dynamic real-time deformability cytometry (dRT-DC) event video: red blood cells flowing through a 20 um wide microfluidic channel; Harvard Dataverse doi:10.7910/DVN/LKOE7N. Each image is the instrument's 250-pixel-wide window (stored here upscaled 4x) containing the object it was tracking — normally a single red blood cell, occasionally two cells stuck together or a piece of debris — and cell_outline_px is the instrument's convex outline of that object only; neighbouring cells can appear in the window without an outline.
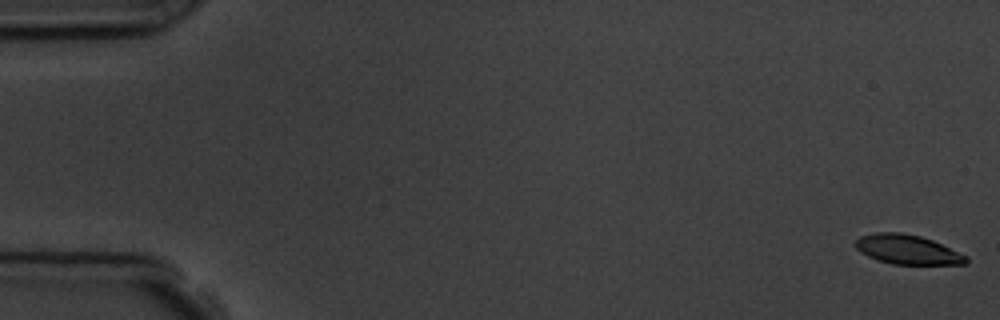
{"species": "common noctule bat (a hibernating species)", "species_latin": "Nyctalus noctula", "temperature_condition": "room temperature", "stored_images_in_passage": 8, "camera_frame_rate_fps": 3000, "um_per_image_px": 0.085, "animal": {"sex": "male", "body_mass_g": 19.5, "forearm_length_mm": 54.6}, "frame": {"image": 1, "passage_image": 1, "time_ms": 0.0, "image_size_px": [1000, 320], "cell_outline_px": [[968, 260], [964, 264], [892, 264], [876, 260], [860, 252], [856, 248], [856, 240], [860, 236], [876, 232], [900, 232], [920, 236], [932, 240], [968, 256]], "centroid_in_image_um": [77.11, 21.21], "position_along_channel_um": 7.9, "area_um2": 18.9}}
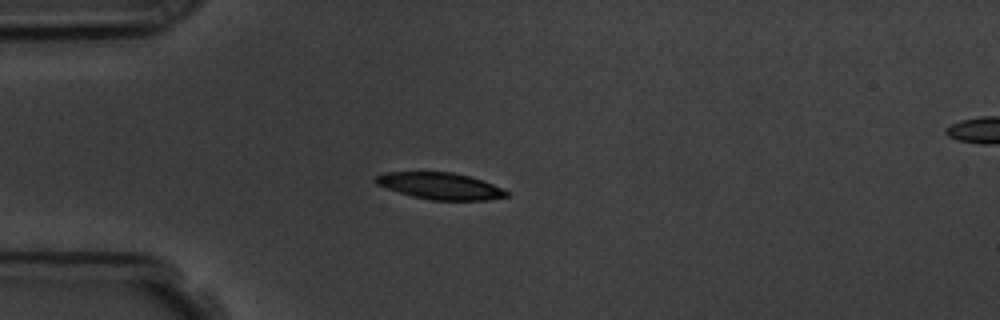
{"frame": {"image": 2, "passage_image": 5, "time_ms": 4.667, "image_size_px": [1000, 320], "cell_outline_px": [[508, 196], [488, 200], [432, 200], [412, 196], [376, 184], [372, 180], [376, 176], [384, 172], [452, 172], [468, 176], [504, 188], [508, 192]], "centroid_in_image_um": [37.41, 15.81], "position_along_channel_um": 47.6, "area_um2": 20.17}}